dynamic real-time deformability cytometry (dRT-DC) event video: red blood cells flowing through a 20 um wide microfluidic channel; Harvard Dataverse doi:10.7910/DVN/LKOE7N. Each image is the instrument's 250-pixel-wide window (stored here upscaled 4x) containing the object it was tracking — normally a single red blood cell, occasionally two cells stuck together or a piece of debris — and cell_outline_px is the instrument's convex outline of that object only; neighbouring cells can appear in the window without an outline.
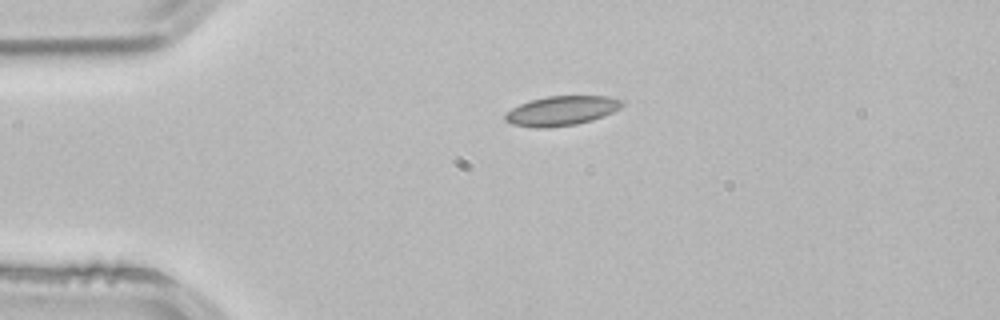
{"species": "common noctule bat (a hibernating species)", "species_latin": "Nyctalus noctula", "temperature_condition": "room temperature", "stored_images_in_passage": 1, "camera_frame_rate_fps": 3000, "um_per_image_px": 0.085, "animal": {"sex": "male", "body_mass_g": 21.5, "forearm_length_mm": 52.0}, "frame": {"image": 1, "passage_image": 1, "time_ms": 0.0, "image_size_px": [1000, 320], "cell_outline_px": [[624, 104], [620, 108], [604, 116], [592, 120], [576, 124], [544, 128], [536, 128], [512, 124], [504, 120], [504, 116], [512, 108], [520, 104], [532, 100], [548, 96], [608, 96], [624, 100]], "centroid_in_image_um": [47.76, 9.41], "position_along_channel_um": 37.2, "area_um2": 20.06}}